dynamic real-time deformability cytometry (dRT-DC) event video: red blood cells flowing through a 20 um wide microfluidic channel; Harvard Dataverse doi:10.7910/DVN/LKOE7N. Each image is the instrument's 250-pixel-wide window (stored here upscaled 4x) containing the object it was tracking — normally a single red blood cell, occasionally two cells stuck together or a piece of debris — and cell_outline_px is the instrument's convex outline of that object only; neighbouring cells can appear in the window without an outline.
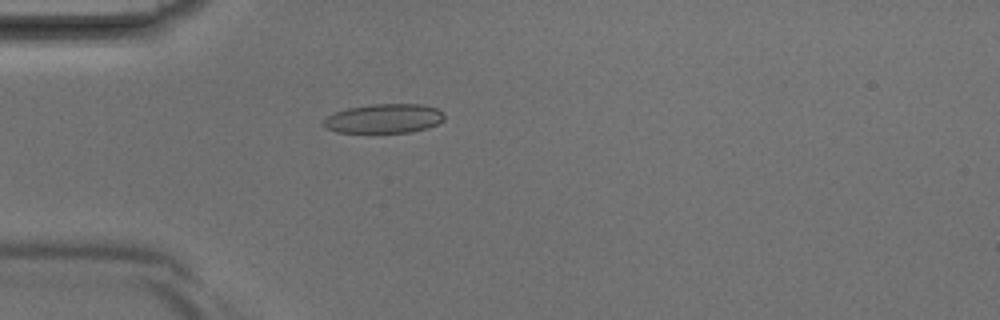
{"species": "Egyptian fruit bat (a non-hibernating species)", "species_latin": "Rousettus aegyptiacus", "temperature_condition": "room temperature", "stored_images_in_passage": 32, "camera_frame_rate_fps": 3000, "um_per_image_px": 0.085, "animal": {"sex": "male"}, "frame": {"image": 1, "passage_image": 8, "time_ms": 2.333, "image_size_px": [1000, 320], "cell_outline_px": [[444, 120], [428, 128], [412, 132], [336, 132], [324, 128], [324, 120], [328, 116], [336, 112], [348, 108], [372, 104], [424, 104], [436, 108], [444, 112]], "centroid_in_image_um": [32.68, 10.07], "position_along_channel_um": 52.3, "area_um2": 20.58}}
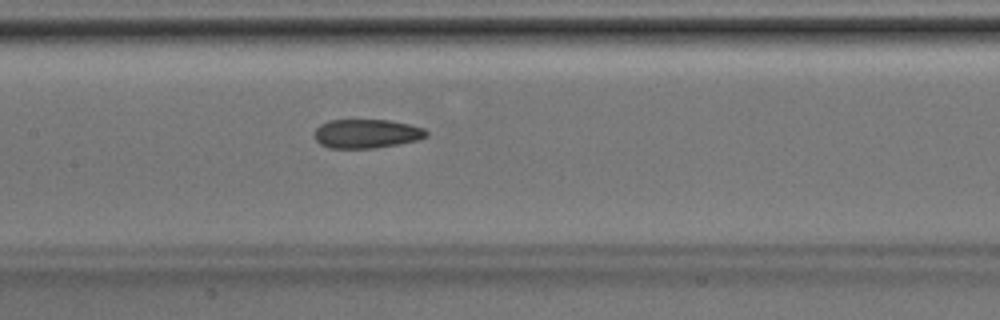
{"frame": {"image": 2, "passage_image": 16, "time_ms": 5.0, "image_size_px": [1000, 320], "cell_outline_px": [[428, 136], [420, 140], [376, 148], [328, 148], [320, 144], [316, 140], [312, 132], [320, 124], [328, 120], [392, 120], [424, 128], [428, 132]], "centroid_in_image_um": [31.15, 11.36], "position_along_channel_um": 176.3, "area_um2": 19.19}}
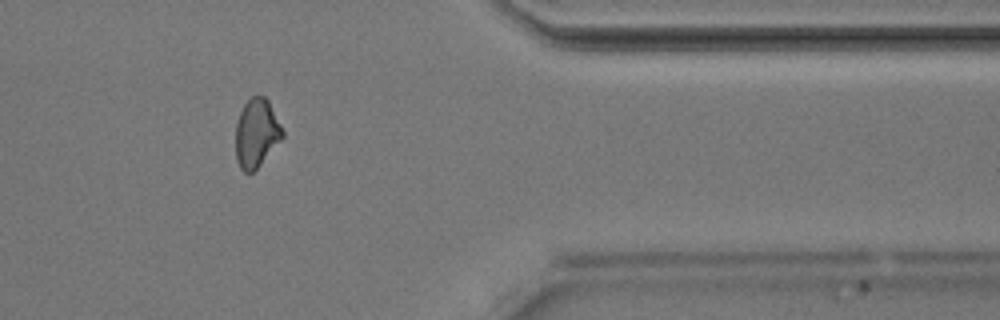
{"frame": {"image": 3, "passage_image": 30, "time_ms": 9.667, "image_size_px": [1000, 320], "cell_outline_px": [[284, 136], [260, 164], [252, 172], [244, 172], [240, 168], [236, 160], [236, 124], [240, 112], [244, 104], [252, 96], [264, 96], [268, 100], [284, 132]], "centroid_in_image_um": [21.79, 11.31], "position_along_channel_um": 389.6, "area_um2": 18.44}}